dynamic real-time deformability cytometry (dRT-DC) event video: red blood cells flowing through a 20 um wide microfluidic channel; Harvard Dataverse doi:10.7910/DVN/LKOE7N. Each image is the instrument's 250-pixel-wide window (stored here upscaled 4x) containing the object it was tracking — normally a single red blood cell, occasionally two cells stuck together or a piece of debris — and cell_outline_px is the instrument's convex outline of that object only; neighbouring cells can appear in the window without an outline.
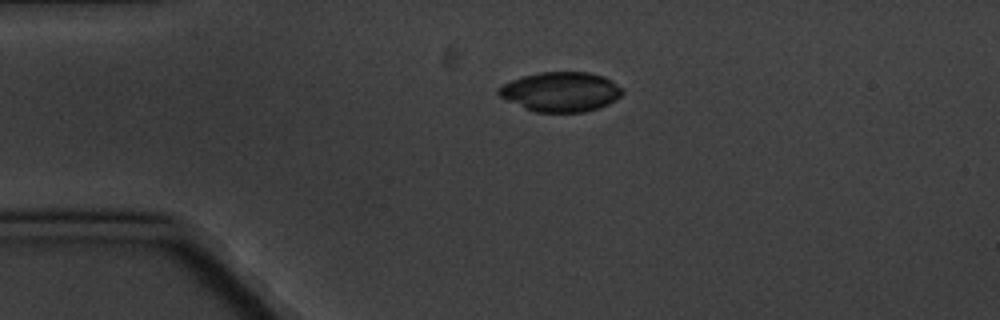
{"species": "common noctule bat (a hibernating species)", "species_latin": "Nyctalus noctula", "temperature_condition": "cold", "stored_images_in_passage": 6, "segment_of_instrument_passage": [2, 2], "camera_frame_rate_fps": 3000, "um_per_image_px": 0.085, "animal": {"sex": "male", "body_mass_g": 20.1, "forearm_length_mm": 53.5}, "frame": {"image": 1, "passage_image": 6, "time_ms": 6.667, "image_size_px": [1000, 320], "cell_outline_px": [[624, 92], [616, 100], [600, 108], [584, 112], [536, 112], [524, 108], [500, 96], [496, 92], [504, 84], [512, 80], [524, 76], [540, 72], [588, 72], [604, 76], [624, 88]], "centroid_in_image_um": [47.72, 7.8], "position_along_channel_um": 37.3, "area_um2": 28.55}}